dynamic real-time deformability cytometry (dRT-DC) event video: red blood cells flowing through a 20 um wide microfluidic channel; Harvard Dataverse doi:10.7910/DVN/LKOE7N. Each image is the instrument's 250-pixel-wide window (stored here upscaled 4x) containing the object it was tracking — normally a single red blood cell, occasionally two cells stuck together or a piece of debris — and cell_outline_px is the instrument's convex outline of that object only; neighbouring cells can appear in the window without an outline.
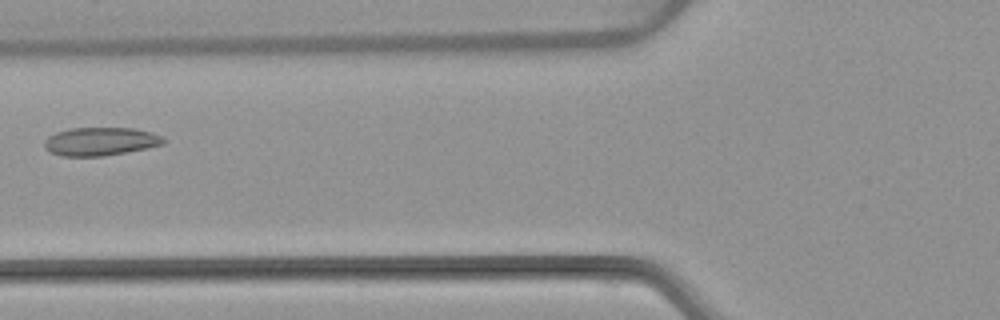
{"species": "common noctule bat (a hibernating species)", "species_latin": "Nyctalus noctula", "temperature_condition": "warm", "stored_images_in_passage": 7, "camera_frame_rate_fps": 3000, "um_per_image_px": 0.085, "animal": {"sex": "female", "body_mass_g": 22.7, "forearm_length_mm": 54.2}, "frame": {"image": 1, "passage_image": 6, "time_ms": 6.333, "image_size_px": [1000, 320], "cell_outline_px": [[164, 144], [104, 156], [60, 156], [44, 148], [44, 140], [48, 136], [56, 132], [72, 128], [132, 128], [152, 132], [160, 136], [164, 140]], "centroid_in_image_um": [8.49, 12.02], "position_along_channel_um": 117.3, "area_um2": 19.42}}
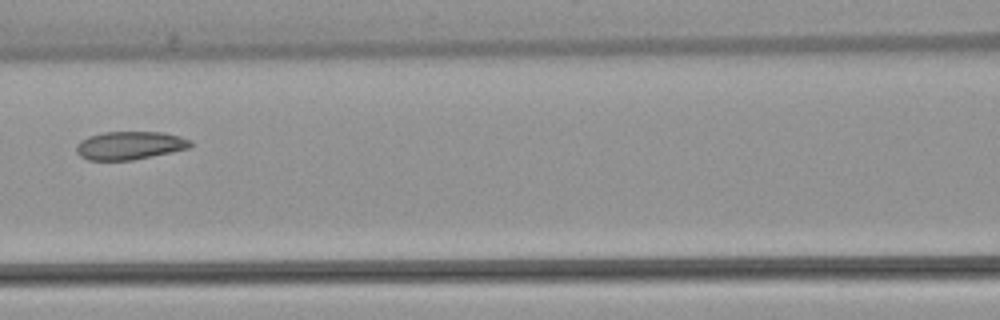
{"frame": {"image": 2, "passage_image": 7, "time_ms": 7.333, "image_size_px": [1000, 320], "cell_outline_px": [[192, 144], [188, 148], [172, 152], [132, 160], [88, 160], [80, 156], [76, 152], [76, 144], [80, 140], [88, 136], [104, 132], [164, 132], [180, 136], [192, 140]], "centroid_in_image_um": [11.02, 12.36], "position_along_channel_um": 155.6, "area_um2": 18.84}}